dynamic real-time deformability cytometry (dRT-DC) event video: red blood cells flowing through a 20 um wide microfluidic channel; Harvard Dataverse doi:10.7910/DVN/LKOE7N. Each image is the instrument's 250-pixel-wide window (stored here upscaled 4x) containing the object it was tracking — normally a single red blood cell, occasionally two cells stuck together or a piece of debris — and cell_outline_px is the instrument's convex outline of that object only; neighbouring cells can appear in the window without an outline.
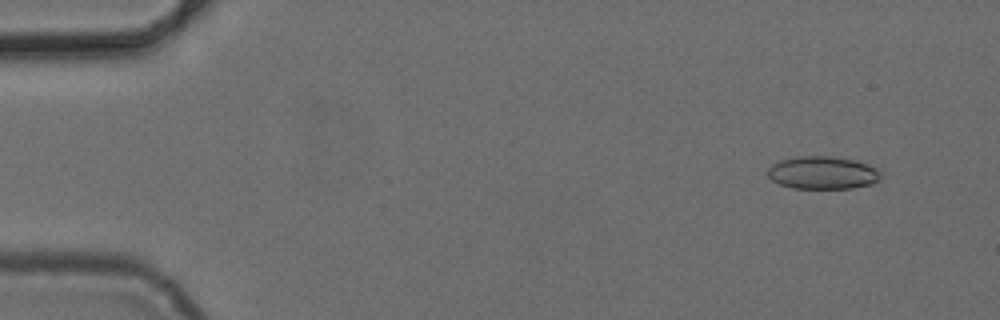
{"species": "common noctule bat (a hibernating species)", "species_latin": "Nyctalus noctula", "temperature_condition": "cold", "stored_images_in_passage": 5, "camera_frame_rate_fps": 3000, "um_per_image_px": 0.085, "animal": {"sex": "female", "body_mass_g": 24.6, "forearm_length_mm": 56.2}, "frame": {"image": 1, "passage_image": 2, "time_ms": 1.333, "image_size_px": [1000, 320], "cell_outline_px": [[884, 172], [880, 180], [872, 184], [852, 188], [792, 188], [780, 184], [772, 180], [768, 176], [768, 168], [772, 164], [780, 160], [796, 156], [832, 156], [852, 160], [868, 164]], "centroid_in_image_um": [69.96, 14.68], "position_along_channel_um": 15.0, "area_um2": 21.79}}